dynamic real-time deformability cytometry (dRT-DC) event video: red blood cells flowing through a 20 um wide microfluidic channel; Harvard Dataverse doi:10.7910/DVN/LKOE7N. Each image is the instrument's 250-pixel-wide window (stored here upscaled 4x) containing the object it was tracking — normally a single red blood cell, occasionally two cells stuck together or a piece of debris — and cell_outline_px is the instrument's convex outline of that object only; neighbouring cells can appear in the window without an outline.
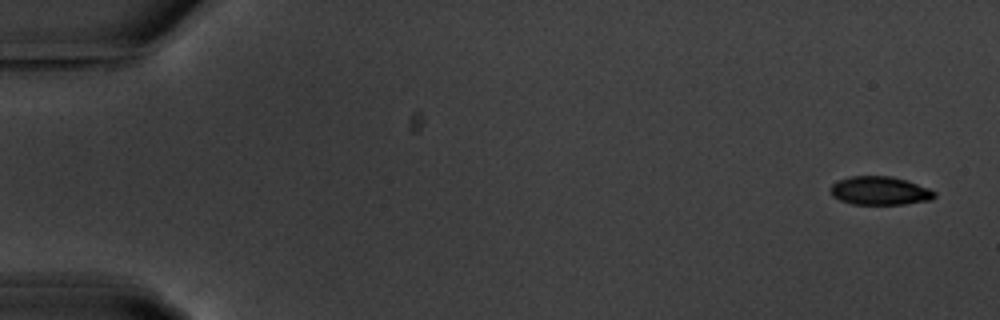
{"species": "common noctule bat (a hibernating species)", "species_latin": "Nyctalus noctula", "temperature_condition": "warm", "stored_images_in_passage": 55, "camera_frame_rate_fps": 3000, "um_per_image_px": 0.085, "animal": {"sex": "male", "body_mass_g": 20.1, "forearm_length_mm": 53.5}, "frame": {"image": 1, "passage_image": 1, "time_ms": 0.0, "image_size_px": [1000, 320], "cell_outline_px": [[936, 196], [932, 200], [904, 204], [852, 204], [840, 200], [832, 196], [828, 188], [832, 184], [840, 180], [852, 176], [892, 176], [928, 188], [936, 192]], "centroid_in_image_um": [74.77, 16.22], "position_along_channel_um": 10.2, "area_um2": 17.22}}
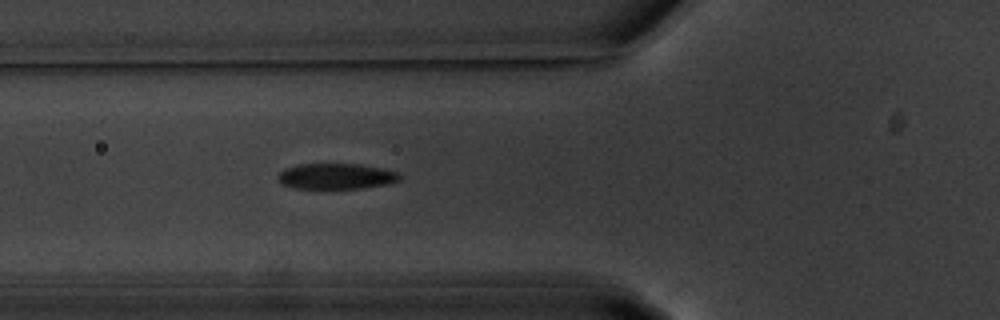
{"frame": {"image": 2, "passage_image": 20, "time_ms": 6.333, "image_size_px": [1000, 320], "cell_outline_px": [[400, 180], [384, 184], [360, 188], [292, 188], [280, 184], [276, 180], [276, 176], [284, 168], [300, 164], [360, 164], [400, 172]], "centroid_in_image_um": [28.5, 14.98], "position_along_channel_um": 97.3, "area_um2": 18.26}}
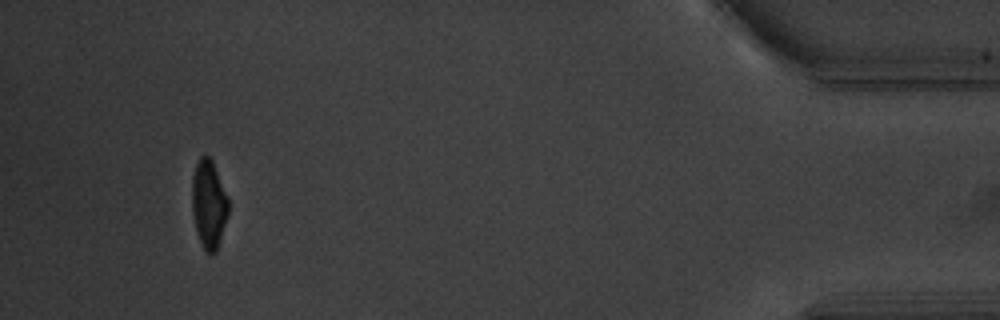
{"frame": {"image": 3, "passage_image": 52, "time_ms": 17.0, "image_size_px": [1000, 320], "cell_outline_px": [[228, 216], [216, 252], [212, 256], [204, 252], [196, 232], [192, 208], [192, 176], [196, 164], [200, 156], [204, 152], [212, 160], [228, 196]], "centroid_in_image_um": [17.74, 17.37], "position_along_channel_um": 417.5, "area_um2": 19.07}, "authors_computed_cell_mechanics": {"area_um2": 19.074, "velocity_mm_per_s": 3.609, "shape_relaxation_time_tau1_ms": 2.3898, "shape_relaxation_time_tau2_ms": 0.5584, "deformation_change_tau1": 0.1496, "deformation_change_tau2": 0.0539}}